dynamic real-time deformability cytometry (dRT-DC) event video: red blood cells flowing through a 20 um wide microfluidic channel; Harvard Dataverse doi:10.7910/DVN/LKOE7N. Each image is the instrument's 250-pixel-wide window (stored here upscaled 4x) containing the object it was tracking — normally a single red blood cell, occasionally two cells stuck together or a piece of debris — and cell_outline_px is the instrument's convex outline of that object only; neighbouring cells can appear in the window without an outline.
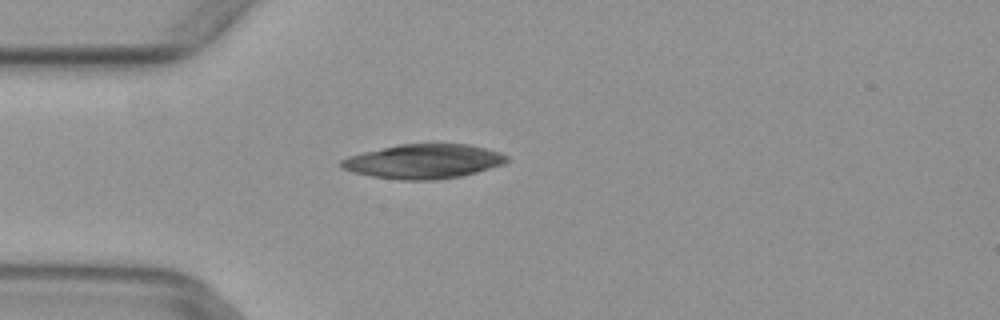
{"species": "common noctule bat (a hibernating species)", "species_latin": "Nyctalus noctula", "temperature_condition": "warm", "stored_images_in_passage": 3, "camera_frame_rate_fps": 3000, "um_per_image_px": 0.085, "animal": {"sex": "female", "body_mass_g": 29.2, "forearm_length_mm": 56.3}, "frame": {"image": 1, "passage_image": 3, "time_ms": 0.667, "image_size_px": [1000, 320], "cell_outline_px": [[508, 160], [504, 164], [476, 172], [460, 176], [436, 180], [400, 180], [372, 176], [352, 172], [340, 168], [340, 160], [348, 156], [364, 152], [400, 144], [468, 144], [500, 152], [508, 156]], "centroid_in_image_um": [35.99, 13.72], "position_along_channel_um": 49.0, "area_um2": 33.06}}